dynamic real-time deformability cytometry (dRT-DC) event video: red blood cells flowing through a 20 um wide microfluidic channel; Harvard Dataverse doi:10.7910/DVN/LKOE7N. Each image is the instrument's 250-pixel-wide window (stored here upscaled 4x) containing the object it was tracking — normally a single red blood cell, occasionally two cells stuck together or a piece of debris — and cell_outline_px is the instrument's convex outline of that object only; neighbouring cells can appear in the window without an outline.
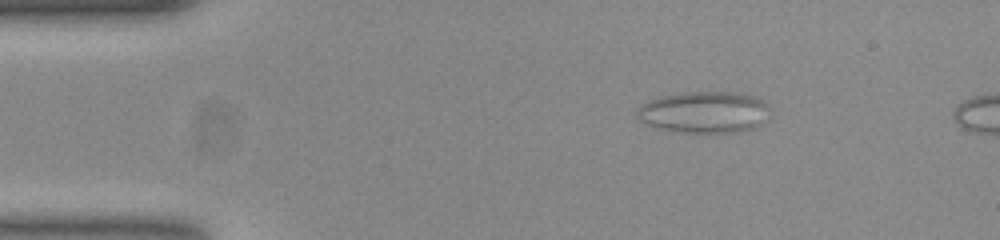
{"species": "common noctule bat (a hibernating species)", "species_latin": "Nyctalus noctula", "temperature_condition": "room temperature", "stored_images_in_passage": 44, "camera_frame_rate_fps": 3000, "um_per_image_px": 0.085, "animal": {"sex": "female", "body_mass_g": 23.0, "forearm_length_mm": 53.4}, "frame": {"image": 1, "passage_image": 1, "time_ms": 0.0, "image_size_px": [1000, 240], "cell_outline_px": [[772, 116], [768, 120], [752, 128], [740, 132], [676, 132], [656, 128], [640, 120], [636, 116], [636, 108], [648, 100], [660, 96], [684, 92], [740, 92], [756, 96], [764, 100], [768, 104]], "centroid_in_image_um": [59.91, 9.52], "position_along_channel_um": 25.1, "area_um2": 32.89}}
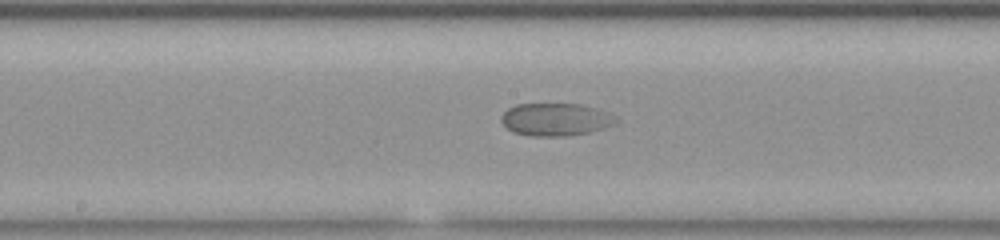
{"frame": {"image": 2, "passage_image": 20, "time_ms": 6.333, "image_size_px": [1000, 240], "cell_outline_px": [[620, 120], [616, 124], [588, 132], [564, 136], [528, 136], [512, 132], [500, 120], [500, 116], [508, 108], [516, 104], [580, 104], [596, 108], [608, 112], [616, 116]], "centroid_in_image_um": [47.23, 10.15], "position_along_channel_um": 201.0, "area_um2": 21.96}}
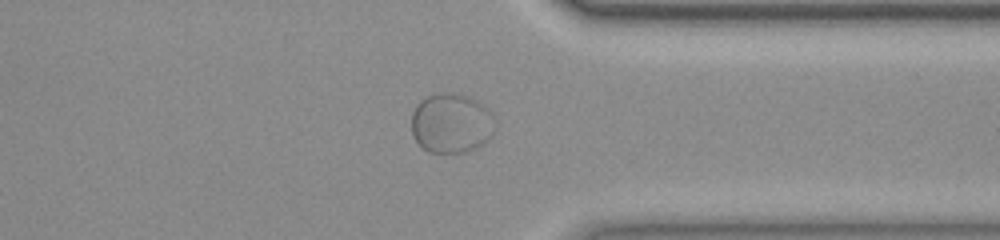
{"frame": {"image": 3, "passage_image": 34, "time_ms": 11.0, "image_size_px": [1000, 240], "cell_outline_px": [[492, 136], [484, 144], [468, 152], [428, 152], [412, 136], [412, 112], [416, 104], [420, 100], [428, 96], [440, 92], [444, 92], [468, 96], [476, 100], [492, 112]], "centroid_in_image_um": [38.34, 10.47], "position_along_channel_um": 373.1, "area_um2": 29.02}}